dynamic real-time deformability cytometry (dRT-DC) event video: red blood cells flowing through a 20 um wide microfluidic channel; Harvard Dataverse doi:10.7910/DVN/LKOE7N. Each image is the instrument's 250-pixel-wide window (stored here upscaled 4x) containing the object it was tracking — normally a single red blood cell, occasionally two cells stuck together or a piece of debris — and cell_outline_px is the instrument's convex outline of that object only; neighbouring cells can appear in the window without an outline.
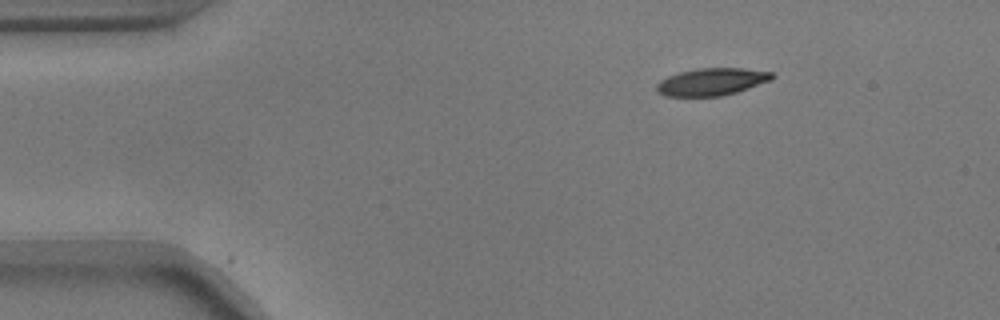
{"species": "common noctule bat (a hibernating species)", "species_latin": "Nyctalus noctula", "temperature_condition": "warm", "stored_images_in_passage": 21, "camera_frame_rate_fps": 3000, "um_per_image_px": 0.085, "animal": {"sex": "male", "body_mass_g": 17.9}, "frame": {"image": 1, "passage_image": 1, "time_ms": 0.0, "image_size_px": [1000, 320], "cell_outline_px": [[776, 76], [772, 80], [736, 92], [720, 96], [664, 96], [656, 92], [656, 84], [660, 80], [668, 76], [680, 72], [696, 68], [740, 68], [772, 72]], "centroid_in_image_um": [60.48, 6.95], "position_along_channel_um": 24.5, "area_um2": 18.44}}
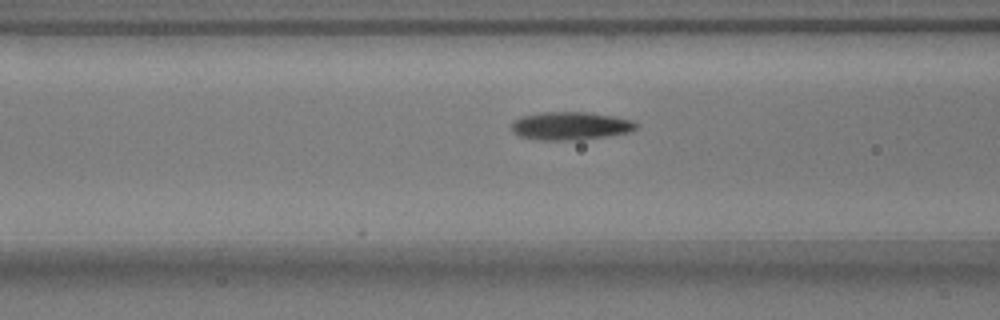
{"frame": {"image": 2, "passage_image": 14, "time_ms": 4.333, "image_size_px": [1000, 320], "cell_outline_px": [[640, 124], [636, 128], [628, 132], [604, 136], [572, 140], [540, 140], [520, 136], [512, 132], [512, 120], [520, 116], [544, 112], [588, 112], [612, 116], [632, 120]], "centroid_in_image_um": [48.45, 10.69], "position_along_channel_um": 118.1, "area_um2": 20.29}}
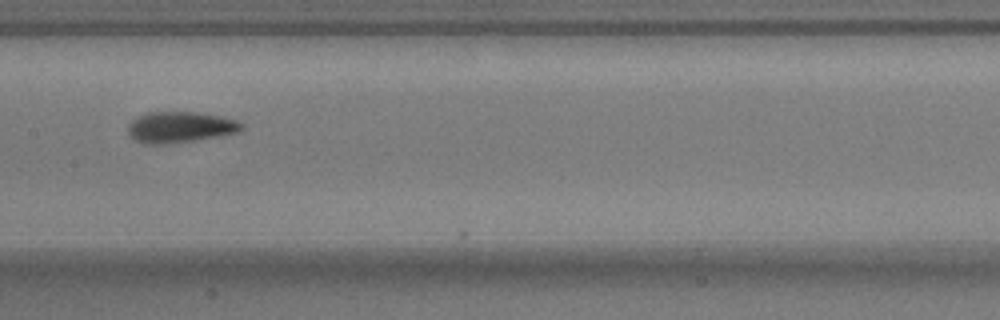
{"frame": {"image": 3, "passage_image": 20, "time_ms": 6.333, "image_size_px": [1000, 320], "cell_outline_px": [[244, 128], [240, 132], [220, 136], [196, 140], [164, 144], [144, 144], [128, 136], [128, 124], [132, 120], [148, 112], [196, 112], [220, 116], [236, 120], [244, 124]], "centroid_in_image_um": [15.32, 10.81], "position_along_channel_um": 192.1, "area_um2": 20.63}}